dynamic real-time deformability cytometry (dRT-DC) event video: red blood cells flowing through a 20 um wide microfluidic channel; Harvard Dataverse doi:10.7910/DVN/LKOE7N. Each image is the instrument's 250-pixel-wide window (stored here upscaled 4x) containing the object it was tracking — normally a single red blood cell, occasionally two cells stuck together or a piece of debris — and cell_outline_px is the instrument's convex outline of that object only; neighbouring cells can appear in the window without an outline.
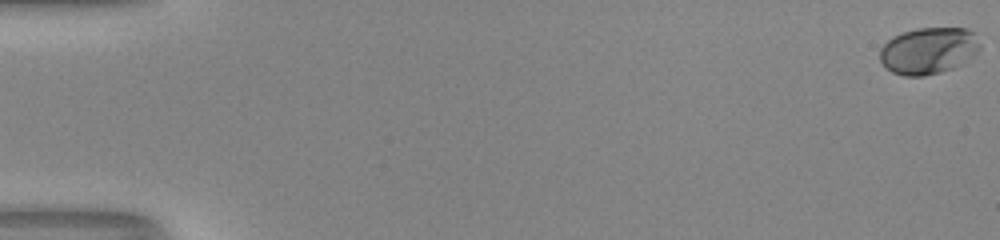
{"species": "human", "species_latin": "Homo sapiens", "temperature_condition": "room temperature", "stored_images_in_passage": 53, "camera_frame_rate_fps": 3000, "um_per_image_px": 0.085, "donor": {"sex": "male"}, "frame": {"image": 1, "passage_image": 1, "time_ms": 0.0, "image_size_px": [1000, 240], "cell_outline_px": [[980, 48], [972, 56], [960, 64], [952, 68], [940, 72], [924, 76], [904, 76], [892, 72], [884, 68], [880, 60], [880, 48], [892, 36], [916, 28], [968, 28], [972, 32], [980, 44]], "centroid_in_image_um": [78.87, 4.31], "position_along_channel_um": 6.1, "area_um2": 27.17}}
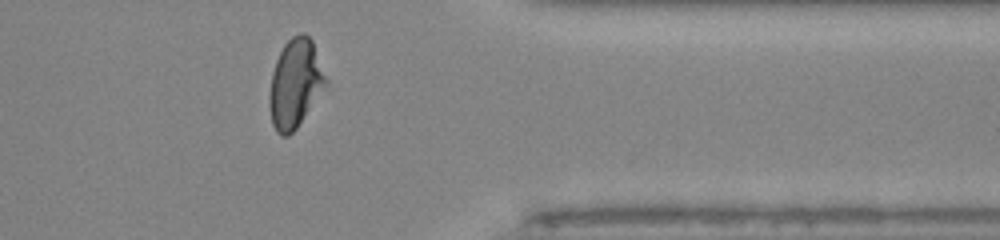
{"frame": {"image": 2, "passage_image": 44, "time_ms": 14.333, "image_size_px": [1000, 240], "cell_outline_px": [[328, 84], [296, 128], [288, 136], [280, 136], [276, 132], [272, 124], [268, 104], [268, 96], [272, 72], [276, 60], [284, 44], [292, 36], [300, 32], [304, 32], [312, 40], [328, 80]], "centroid_in_image_um": [25.08, 7.1], "position_along_channel_um": 386.3, "area_um2": 29.3}}
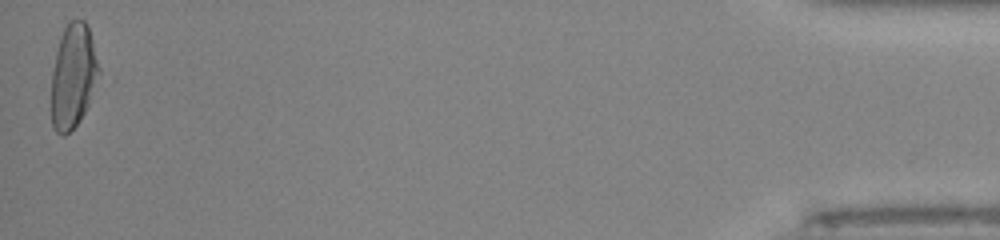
{"frame": {"image": 3, "passage_image": 53, "time_ms": 17.333, "image_size_px": [1000, 240], "cell_outline_px": [[100, 72], [88, 104], [80, 120], [64, 136], [60, 136], [52, 128], [52, 72], [56, 52], [60, 36], [68, 20], [84, 20], [88, 24], [100, 68]], "centroid_in_image_um": [6.22, 6.44], "position_along_channel_um": 429.0, "area_um2": 28.84}, "authors_computed_cell_mechanics": {"area_um2": 28.4376, "velocity_mm_per_s": 4.136, "shape_relaxation_time_tau1_ms": 4.3835, "shape_relaxation_time_tau2_ms": 0.0062, "deformation_change_tau1": 0.1768, "deformation_change_tau2": 0.0436}}